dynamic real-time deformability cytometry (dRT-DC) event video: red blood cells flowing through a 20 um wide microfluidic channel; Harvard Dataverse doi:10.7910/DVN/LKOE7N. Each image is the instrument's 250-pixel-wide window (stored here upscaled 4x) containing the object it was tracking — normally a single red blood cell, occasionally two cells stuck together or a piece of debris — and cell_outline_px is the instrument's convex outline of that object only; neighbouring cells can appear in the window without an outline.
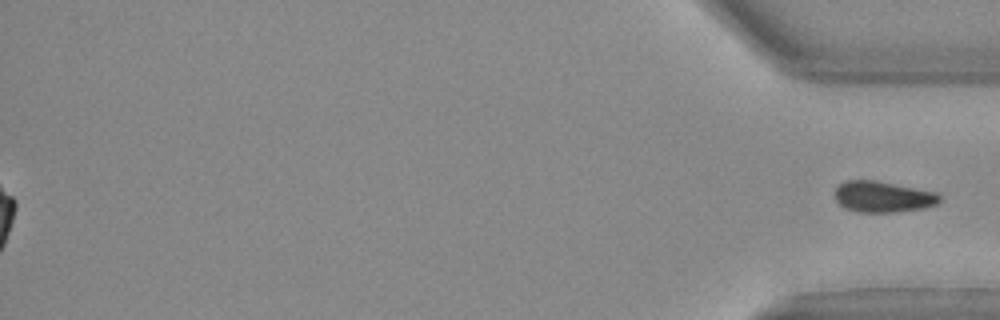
{"species": "Egyptian fruit bat (a non-hibernating species)", "species_latin": "Rousettus aegyptiacus", "temperature_condition": "warm", "stored_images_in_passage": 35, "segment_of_instrument_passage": [2, 2], "camera_frame_rate_fps": 3000, "um_per_image_px": 0.085, "animal": {"sex": "female"}, "frame": {"image": 1, "passage_image": 35, "time_ms": 11.333, "image_size_px": [1000, 320], "cell_outline_px": [[940, 200], [936, 204], [924, 208], [896, 212], [856, 212], [844, 208], [836, 200], [836, 188], [844, 180], [872, 180], [936, 192], [940, 196]], "centroid_in_image_um": [75.02, 16.73], "position_along_channel_um": 360.2, "area_um2": 18.79}}